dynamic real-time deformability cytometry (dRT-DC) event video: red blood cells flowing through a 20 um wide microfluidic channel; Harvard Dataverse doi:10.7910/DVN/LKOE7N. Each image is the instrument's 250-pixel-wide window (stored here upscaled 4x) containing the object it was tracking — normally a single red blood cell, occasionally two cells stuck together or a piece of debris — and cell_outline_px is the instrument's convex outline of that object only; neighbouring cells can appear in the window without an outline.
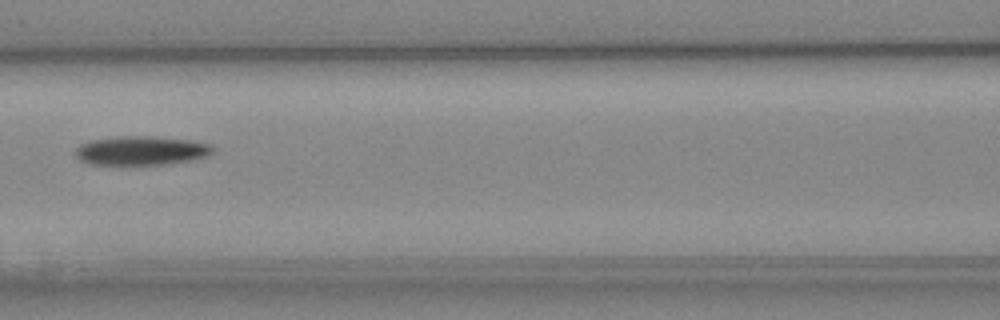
{"species": "Egyptian fruit bat (a non-hibernating species)", "species_latin": "Rousettus aegyptiacus", "temperature_condition": "cold", "stored_images_in_passage": 8, "camera_frame_rate_fps": 3000, "um_per_image_px": 0.085, "animal": {"sex": "female"}, "frame": {"image": 1, "passage_image": 8, "time_ms": 9.0, "image_size_px": [1000, 320], "cell_outline_px": [[212, 152], [208, 156], [168, 164], [88, 164], [80, 160], [72, 152], [80, 144], [92, 140], [116, 136], [152, 136], [192, 140], [208, 144], [212, 148]], "centroid_in_image_um": [11.94, 12.79], "position_along_channel_um": 154.7, "area_um2": 23.18}}